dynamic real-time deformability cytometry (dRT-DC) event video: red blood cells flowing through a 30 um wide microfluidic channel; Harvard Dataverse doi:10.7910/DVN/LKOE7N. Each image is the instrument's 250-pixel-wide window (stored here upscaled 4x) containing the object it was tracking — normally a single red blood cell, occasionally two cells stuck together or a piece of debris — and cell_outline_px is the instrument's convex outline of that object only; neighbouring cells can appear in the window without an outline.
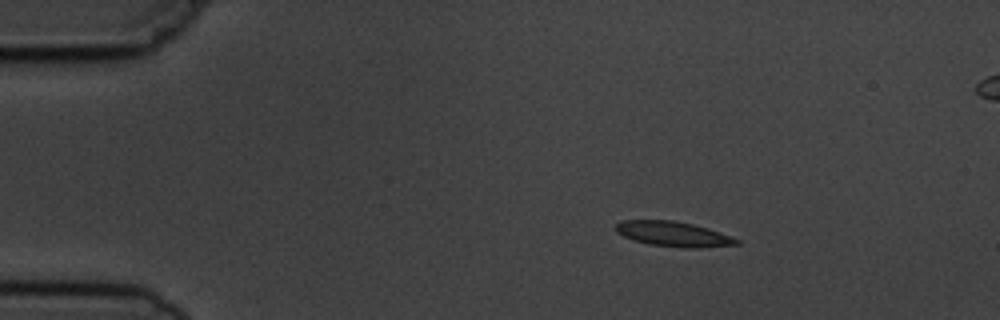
{"species": "common noctule bat (a hibernating species)", "species_latin": "Nyctalus noctula", "temperature_condition": "cold", "stored_images_in_passage": 4, "segment_of_instrument_passage": [1, 2], "camera_frame_rate_fps": 3000, "um_per_image_px": 0.085, "animal": {"sex": "male", "body_mass_g": 19.5, "forearm_length_mm": 54.6}, "frame": {"image": 1, "passage_image": 1, "time_ms": 0.0, "image_size_px": [1000, 320], "cell_outline_px": [[740, 244], [700, 248], [688, 248], [648, 244], [632, 240], [616, 232], [616, 224], [624, 220], [672, 220], [692, 224], [708, 228], [732, 236], [740, 240]], "centroid_in_image_um": [57.26, 19.9], "position_along_channel_um": 27.7, "area_um2": 17.63}}